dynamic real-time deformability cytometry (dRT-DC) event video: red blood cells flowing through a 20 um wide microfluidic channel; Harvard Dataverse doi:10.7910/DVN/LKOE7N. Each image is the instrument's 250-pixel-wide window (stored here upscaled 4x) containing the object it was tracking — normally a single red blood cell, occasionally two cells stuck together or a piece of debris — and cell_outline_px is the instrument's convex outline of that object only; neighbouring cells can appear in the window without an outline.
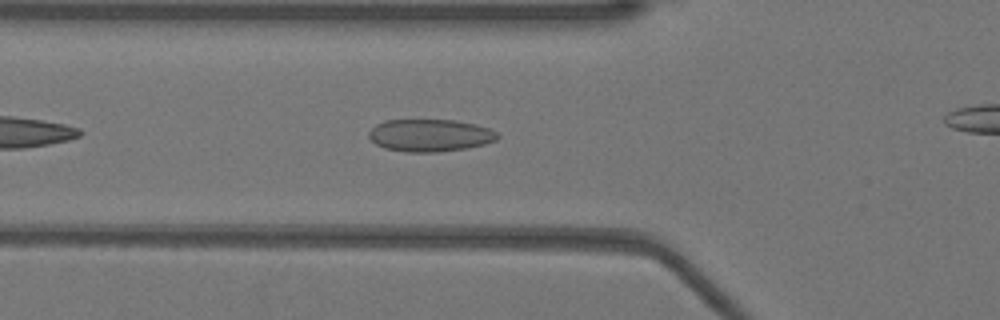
{"species": "Egyptian fruit bat (a non-hibernating species)", "species_latin": "Rousettus aegyptiacus", "temperature_condition": "warm", "stored_images_in_passage": 22, "camera_frame_rate_fps": 3000, "um_per_image_px": 0.085, "animal": {"sex": "female"}, "frame": {"image": 1, "passage_image": 6, "time_ms": 1.667, "image_size_px": [1000, 320], "cell_outline_px": [[500, 136], [496, 140], [484, 144], [468, 148], [436, 152], [404, 152], [384, 148], [376, 144], [368, 136], [368, 132], [376, 124], [384, 120], [456, 120], [476, 124], [488, 128], [496, 132]], "centroid_in_image_um": [36.54, 11.5], "position_along_channel_um": 89.3, "area_um2": 24.39}}
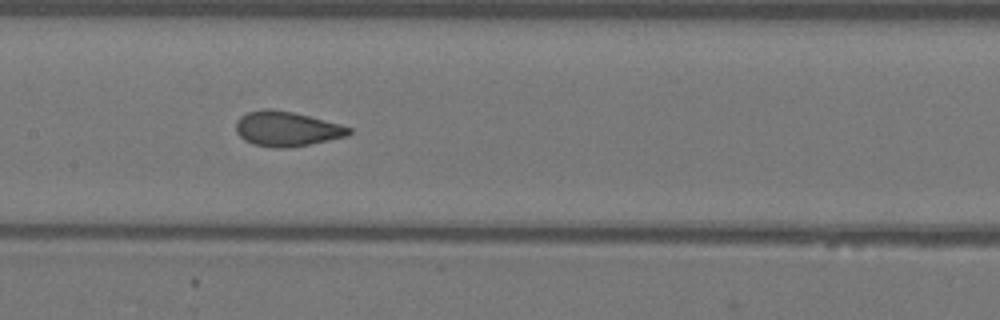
{"frame": {"image": 2, "passage_image": 13, "time_ms": 4.0, "image_size_px": [1000, 320], "cell_outline_px": [[352, 132], [348, 136], [308, 144], [284, 148], [276, 148], [252, 144], [244, 140], [236, 132], [236, 120], [240, 116], [248, 112], [268, 108], [292, 112], [340, 124], [352, 128]], "centroid_in_image_um": [24.35, 10.95], "position_along_channel_um": 183.0, "area_um2": 22.77}}
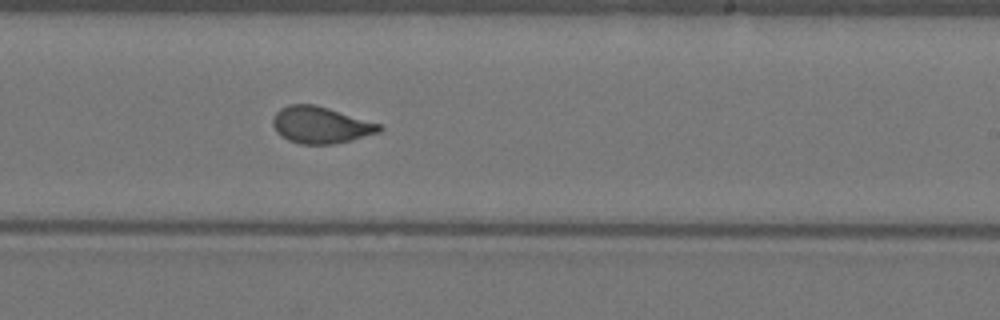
{"frame": {"image": 3, "passage_image": 19, "time_ms": 6.0, "image_size_px": [1000, 320], "cell_outline_px": [[384, 128], [380, 132], [332, 144], [300, 144], [288, 140], [280, 136], [276, 132], [272, 124], [272, 120], [276, 112], [280, 108], [288, 104], [316, 104], [380, 124]], "centroid_in_image_um": [27.21, 10.61], "position_along_channel_um": 261.8, "area_um2": 22.72}}